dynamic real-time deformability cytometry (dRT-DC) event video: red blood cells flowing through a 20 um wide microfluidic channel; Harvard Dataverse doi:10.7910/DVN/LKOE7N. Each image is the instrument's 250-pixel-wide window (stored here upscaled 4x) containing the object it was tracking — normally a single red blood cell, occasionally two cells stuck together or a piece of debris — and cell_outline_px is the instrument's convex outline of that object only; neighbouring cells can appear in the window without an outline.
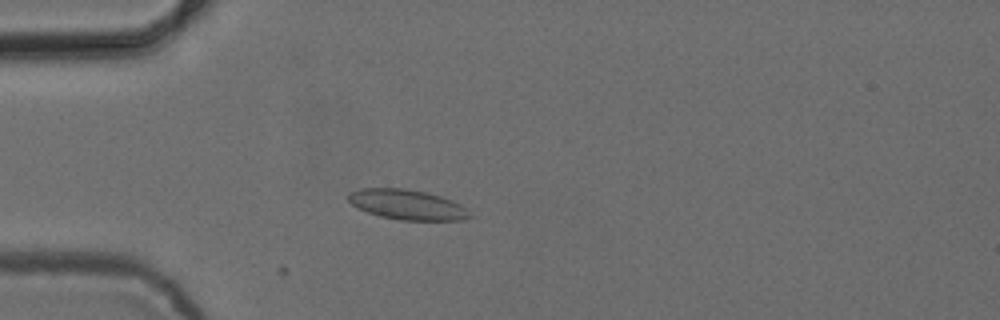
{"species": "common noctule bat (a hibernating species)", "species_latin": "Nyctalus noctula", "temperature_condition": "cold", "stored_images_in_passage": 29, "camera_frame_rate_fps": 3000, "um_per_image_px": 0.085, "animal": {"sex": "female", "body_mass_g": 24.6, "forearm_length_mm": 56.2}, "frame": {"image": 1, "passage_image": 14, "time_ms": 4.333, "image_size_px": [1000, 320], "cell_outline_px": [[472, 216], [464, 220], [400, 220], [380, 216], [356, 208], [348, 200], [348, 192], [360, 188], [404, 188], [424, 192], [440, 196], [452, 200], [460, 204]], "centroid_in_image_um": [34.57, 17.39], "position_along_channel_um": 50.4, "area_um2": 21.21}}
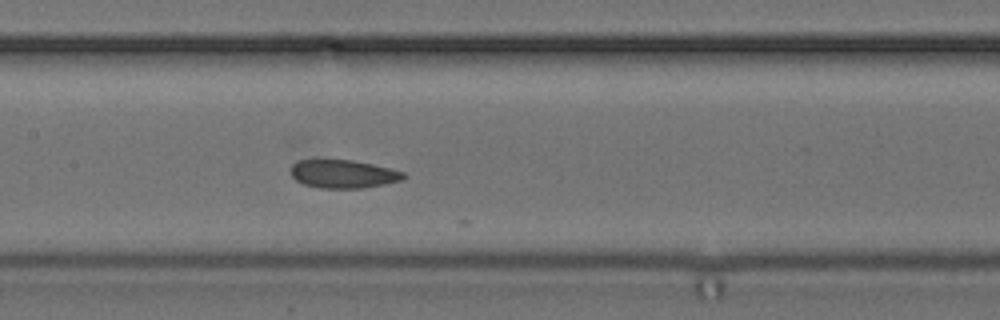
{"frame": {"image": 2, "passage_image": 25, "time_ms": 8.0, "image_size_px": [1000, 320], "cell_outline_px": [[408, 176], [404, 180], [384, 184], [360, 188], [320, 188], [304, 184], [296, 180], [292, 176], [292, 164], [296, 160], [352, 160], [392, 168], [404, 172]], "centroid_in_image_um": [29.22, 14.78], "position_along_channel_um": 178.2, "area_um2": 18.61}}
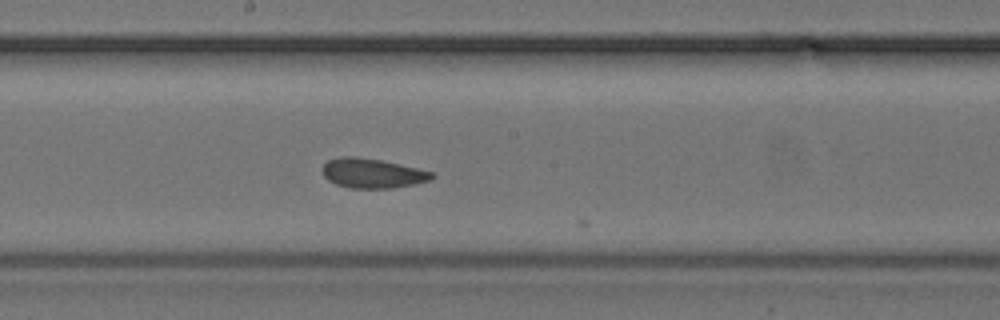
{"frame": {"image": 3, "passage_image": 28, "time_ms": 9.0, "image_size_px": [1000, 320], "cell_outline_px": [[436, 176], [428, 180], [416, 184], [392, 188], [348, 188], [336, 184], [328, 180], [324, 176], [324, 164], [328, 160], [344, 156], [356, 156], [380, 160], [400, 164], [436, 172]], "centroid_in_image_um": [31.7, 14.73], "position_along_channel_um": 216.5, "area_um2": 18.9}}